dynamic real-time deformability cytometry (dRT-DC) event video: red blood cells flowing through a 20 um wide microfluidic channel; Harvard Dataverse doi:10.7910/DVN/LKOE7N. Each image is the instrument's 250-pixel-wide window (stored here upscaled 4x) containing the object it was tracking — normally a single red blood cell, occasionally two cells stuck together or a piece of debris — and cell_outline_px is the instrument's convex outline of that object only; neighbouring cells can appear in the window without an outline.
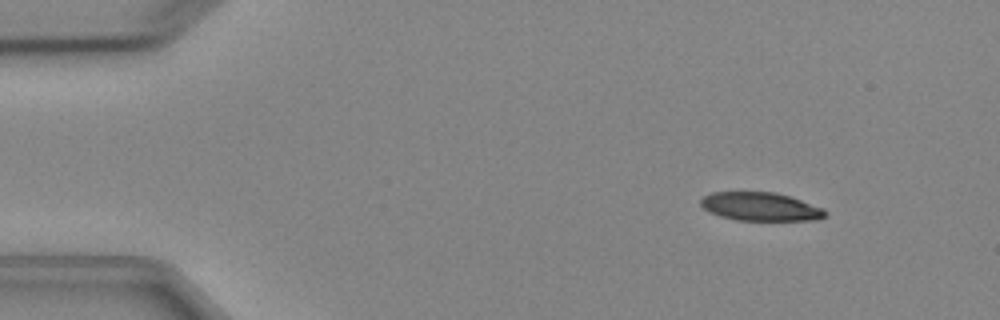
{"species": "Egyptian fruit bat (a non-hibernating species)", "species_latin": "Rousettus aegyptiacus", "temperature_condition": "cold", "stored_images_in_passage": 7, "camera_frame_rate_fps": 3000, "um_per_image_px": 0.085, "animal": {"sex": "female"}, "frame": {"image": 1, "passage_image": 2, "time_ms": 1.333, "image_size_px": [1000, 320], "cell_outline_px": [[828, 212], [824, 216], [816, 220], [736, 220], [720, 216], [704, 208], [700, 204], [700, 200], [704, 196], [712, 192], [776, 192], [824, 208]], "centroid_in_image_um": [64.65, 17.56], "position_along_channel_um": 20.4, "area_um2": 20.46}}